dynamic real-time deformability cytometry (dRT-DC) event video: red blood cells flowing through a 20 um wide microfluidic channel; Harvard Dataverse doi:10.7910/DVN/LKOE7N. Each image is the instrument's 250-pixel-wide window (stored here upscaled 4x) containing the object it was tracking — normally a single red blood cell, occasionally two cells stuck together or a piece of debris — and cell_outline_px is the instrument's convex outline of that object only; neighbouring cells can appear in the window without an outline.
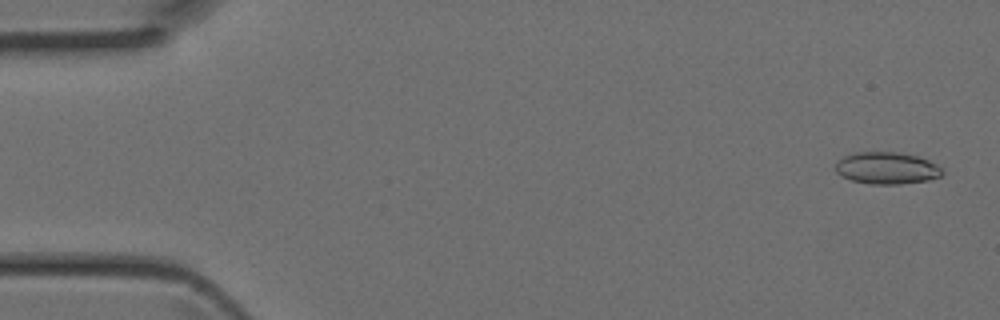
{"species": "Egyptian fruit bat (a non-hibernating species)", "species_latin": "Rousettus aegyptiacus", "temperature_condition": "room temperature", "stored_images_in_passage": 44, "camera_frame_rate_fps": 3000, "um_per_image_px": 0.085, "animal": {"sex": "female"}, "frame": {"image": 1, "passage_image": 2, "time_ms": 0.333, "image_size_px": [1000, 320], "cell_outline_px": [[944, 172], [940, 176], [928, 180], [900, 184], [868, 184], [852, 180], [836, 172], [836, 164], [844, 156], [856, 152], [896, 152], [916, 156], [928, 160], [936, 164]], "centroid_in_image_um": [75.38, 14.29], "position_along_channel_um": 9.6, "area_um2": 19.65}}
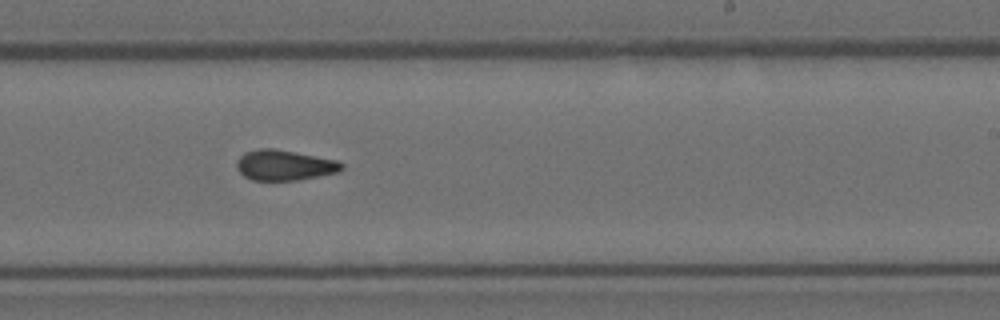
{"frame": {"image": 2, "passage_image": 27, "time_ms": 8.667, "image_size_px": [1000, 320], "cell_outline_px": [[344, 168], [336, 172], [296, 180], [252, 180], [244, 176], [236, 168], [236, 160], [244, 152], [260, 148], [272, 148], [336, 160], [344, 164]], "centroid_in_image_um": [24.12, 14.03], "position_along_channel_um": 264.9, "area_um2": 18.38}}
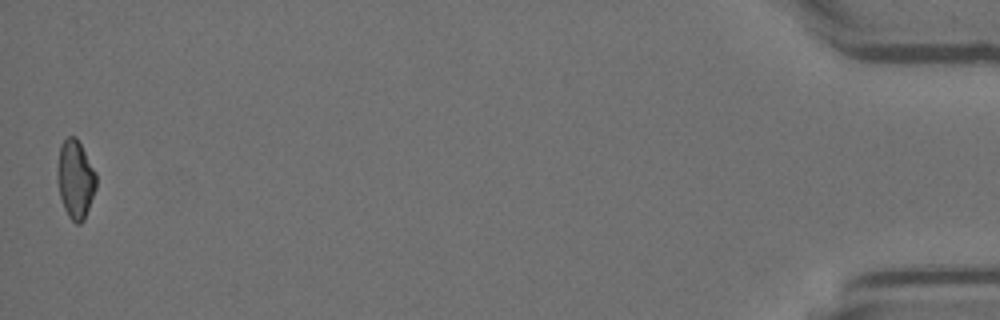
{"frame": {"image": 3, "passage_image": 44, "time_ms": 14.333, "image_size_px": [1000, 320], "cell_outline_px": [[96, 188], [84, 220], [80, 224], [76, 224], [68, 216], [64, 208], [60, 196], [56, 176], [56, 172], [60, 144], [68, 136], [76, 136], [96, 172]], "centroid_in_image_um": [6.4, 15.23], "position_along_channel_um": 428.8, "area_um2": 17.86}}